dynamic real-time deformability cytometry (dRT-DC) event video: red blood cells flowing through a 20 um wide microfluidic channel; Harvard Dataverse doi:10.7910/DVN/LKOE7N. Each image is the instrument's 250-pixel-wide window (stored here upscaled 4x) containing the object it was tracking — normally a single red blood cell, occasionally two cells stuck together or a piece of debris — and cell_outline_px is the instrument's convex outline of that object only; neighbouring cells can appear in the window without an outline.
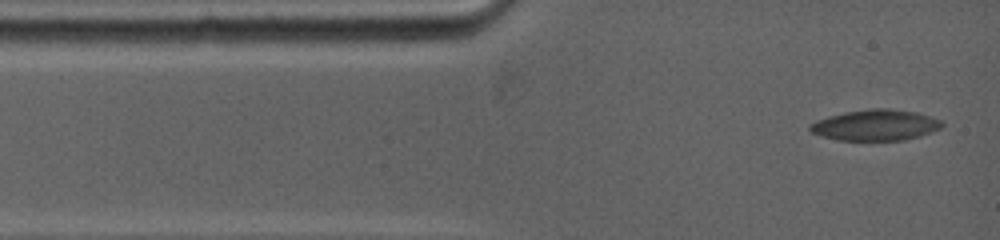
{"species": "common noctule bat (a hibernating species)", "species_latin": "Nyctalus noctula", "temperature_condition": "warm", "stored_images_in_passage": 16, "camera_frame_rate_fps": 5000, "um_per_image_px": 0.085, "animal": {"sex": "female", "body_mass_g": 19.0, "forearm_length_mm": 53.3}, "frame": {"image": 1, "passage_image": 1, "time_ms": 0.0, "image_size_px": [1000, 240], "cell_outline_px": [[944, 124], [940, 128], [932, 132], [920, 136], [904, 140], [840, 140], [820, 136], [812, 132], [808, 128], [808, 124], [816, 120], [828, 116], [844, 112], [872, 108], [888, 108], [916, 112], [940, 120]], "centroid_in_image_um": [74.39, 10.63], "position_along_channel_um": 10.6, "area_um2": 23.81}}
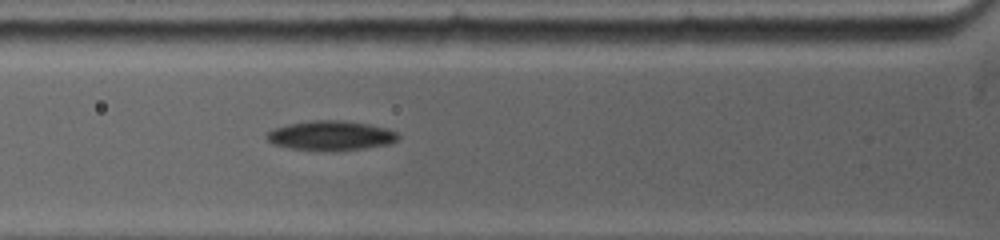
{"frame": {"image": 2, "passage_image": 10, "time_ms": 3.4, "image_size_px": [1000, 240], "cell_outline_px": [[400, 136], [396, 140], [388, 144], [364, 148], [332, 152], [324, 152], [292, 148], [272, 144], [264, 136], [272, 128], [288, 124], [312, 120], [340, 120], [368, 124], [384, 128], [396, 132]], "centroid_in_image_um": [28.07, 11.54], "position_along_channel_um": 97.7, "area_um2": 22.83}}
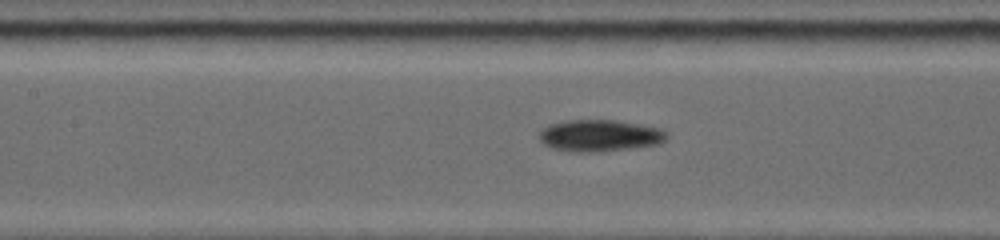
{"frame": {"image": 3, "passage_image": 14, "time_ms": 5.0, "image_size_px": [1000, 240], "cell_outline_px": [[668, 136], [660, 144], [628, 148], [592, 152], [572, 152], [552, 148], [544, 144], [540, 140], [540, 132], [548, 124], [564, 120], [616, 120], [640, 124], [660, 128], [668, 132]], "centroid_in_image_um": [50.98, 11.51], "position_along_channel_um": 156.4, "area_um2": 23.58}}